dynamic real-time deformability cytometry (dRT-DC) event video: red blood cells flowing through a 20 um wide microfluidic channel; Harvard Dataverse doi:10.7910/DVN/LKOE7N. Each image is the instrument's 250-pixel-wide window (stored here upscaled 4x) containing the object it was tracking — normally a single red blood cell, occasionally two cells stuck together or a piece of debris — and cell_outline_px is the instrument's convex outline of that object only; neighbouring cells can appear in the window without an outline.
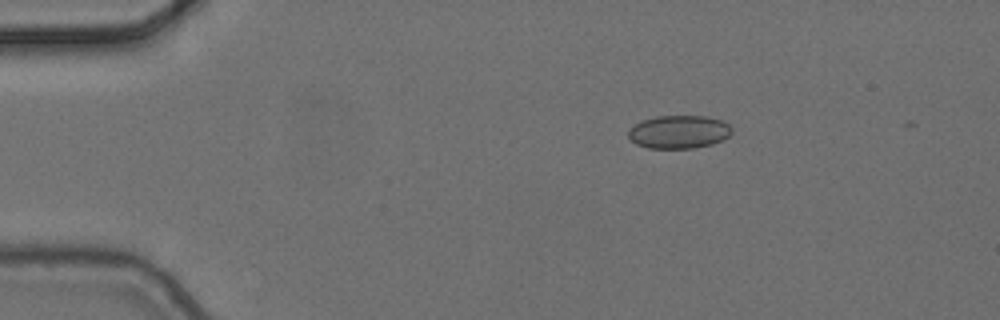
{"species": "common noctule bat (a hibernating species)", "species_latin": "Nyctalus noctula", "temperature_condition": "cold", "stored_images_in_passage": 4, "camera_frame_rate_fps": 3000, "um_per_image_px": 0.085, "animal": {"sex": "female", "body_mass_g": 24.6, "forearm_length_mm": 56.2}, "frame": {"image": 1, "passage_image": 1, "time_ms": 0.0, "image_size_px": [1000, 320], "cell_outline_px": [[732, 132], [724, 140], [712, 144], [692, 148], [648, 148], [636, 144], [628, 136], [628, 128], [640, 120], [656, 116], [708, 116], [720, 120], [728, 124], [732, 128]], "centroid_in_image_um": [57.69, 11.2], "position_along_channel_um": 27.3, "area_um2": 20.17}}
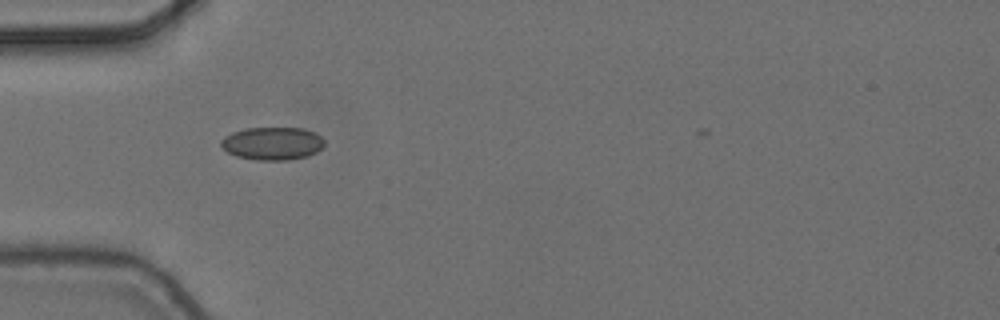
{"frame": {"image": 2, "passage_image": 3, "time_ms": 0.667, "image_size_px": [1000, 320], "cell_outline_px": [[324, 144], [316, 152], [308, 156], [288, 160], [256, 160], [236, 156], [228, 152], [220, 144], [220, 140], [224, 136], [232, 132], [244, 128], [304, 128], [320, 136], [324, 140]], "centroid_in_image_um": [23.13, 12.19], "position_along_channel_um": 61.9, "area_um2": 19.83}}
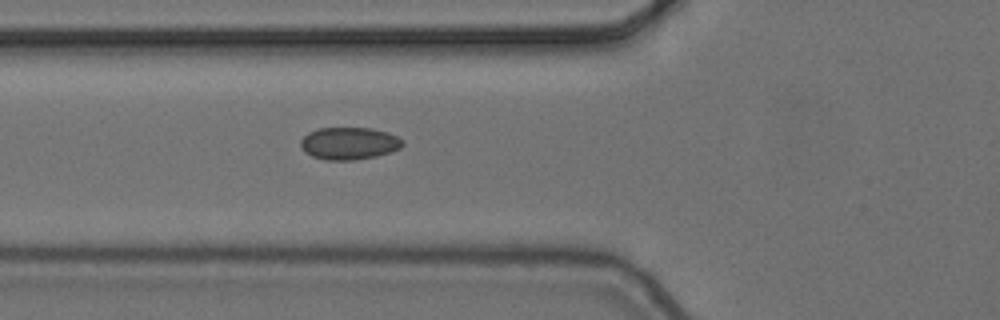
{"frame": {"image": 3, "passage_image": 4, "time_ms": 1.0, "image_size_px": [1000, 320], "cell_outline_px": [[404, 144], [400, 148], [392, 152], [376, 156], [352, 160], [324, 160], [312, 156], [304, 152], [300, 144], [300, 140], [308, 132], [320, 128], [372, 128], [388, 132], [404, 140]], "centroid_in_image_um": [29.68, 12.19], "position_along_channel_um": 96.1, "area_um2": 19.36}}